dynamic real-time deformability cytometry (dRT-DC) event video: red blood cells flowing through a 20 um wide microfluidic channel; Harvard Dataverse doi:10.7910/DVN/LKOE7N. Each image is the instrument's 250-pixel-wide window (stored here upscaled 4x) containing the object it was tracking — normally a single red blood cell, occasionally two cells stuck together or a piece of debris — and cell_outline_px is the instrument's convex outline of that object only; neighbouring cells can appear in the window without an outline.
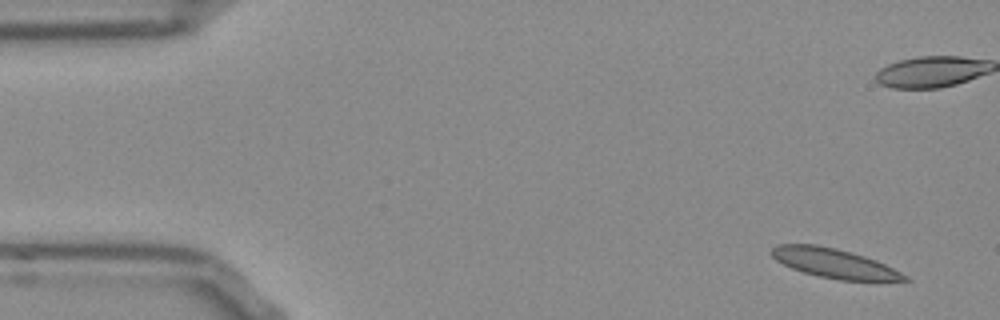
{"species": "Egyptian fruit bat (a non-hibernating species)", "species_latin": "Rousettus aegyptiacus", "temperature_condition": "room temperature", "stored_images_in_passage": 51, "camera_frame_rate_fps": 3000, "um_per_image_px": 0.085, "frame": {"image": 1, "passage_image": 1, "time_ms": 0.0, "image_size_px": [1000, 320], "cell_outline_px": [[912, 280], [840, 280], [820, 276], [804, 272], [792, 268], [776, 260], [772, 256], [772, 248], [776, 244], [816, 244], [836, 248], [864, 256], [876, 260], [908, 276]], "centroid_in_image_um": [70.88, 22.36], "position_along_channel_um": 14.1, "area_um2": 22.37}}
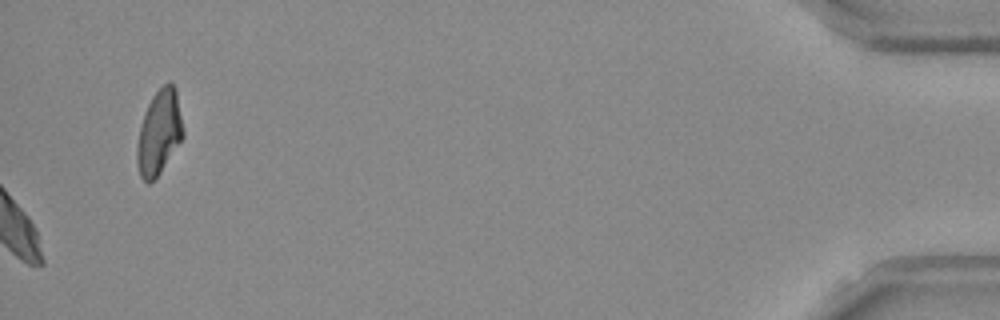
{"frame": {"image": 2, "passage_image": 51, "time_ms": 16.667, "image_size_px": [1000, 320], "cell_outline_px": [[184, 136], [160, 172], [148, 184], [140, 176], [136, 160], [136, 144], [144, 112], [152, 96], [168, 80], [176, 88], [184, 128]], "centroid_in_image_um": [13.53, 11.23], "position_along_channel_um": 421.7, "area_um2": 22.72}, "authors_computed_cell_mechanics": {"area_um2": 22.4264, "velocity_mm_per_s": 3.8179, "shape_relaxation_time_tau1_ms": 4.2312, "shape_relaxation_time_tau2_ms": 1.2627, "deformation_change_tau1": 0.1185, "deformation_change_tau2": 0.0764}}